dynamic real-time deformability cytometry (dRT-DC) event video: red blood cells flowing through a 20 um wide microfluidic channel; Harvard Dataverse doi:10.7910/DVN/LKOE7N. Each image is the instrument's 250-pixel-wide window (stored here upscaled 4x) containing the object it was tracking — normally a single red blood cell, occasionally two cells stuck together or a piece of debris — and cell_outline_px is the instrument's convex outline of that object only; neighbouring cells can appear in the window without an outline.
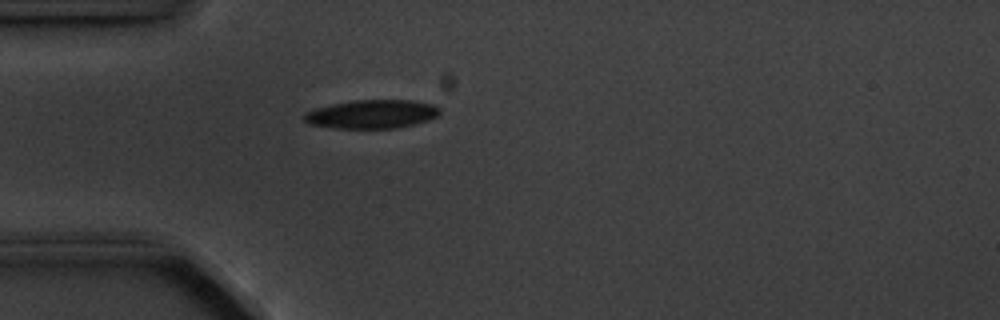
{"species": "common noctule bat (a hibernating species)", "species_latin": "Nyctalus noctula", "temperature_condition": "cold", "stored_images_in_passage": 1, "camera_frame_rate_fps": 3000, "um_per_image_px": 0.085, "animal": {"sex": "male", "body_mass_g": 20.1, "forearm_length_mm": 53.5}, "frame": {"image": 1, "passage_image": 1, "time_ms": 0.0, "image_size_px": [1000, 320], "cell_outline_px": [[440, 116], [428, 120], [396, 128], [332, 128], [308, 124], [304, 120], [304, 112], [316, 108], [332, 104], [352, 100], [412, 100], [432, 104], [440, 108]], "centroid_in_image_um": [31.6, 9.7], "position_along_channel_um": 53.4, "area_um2": 22.72}}